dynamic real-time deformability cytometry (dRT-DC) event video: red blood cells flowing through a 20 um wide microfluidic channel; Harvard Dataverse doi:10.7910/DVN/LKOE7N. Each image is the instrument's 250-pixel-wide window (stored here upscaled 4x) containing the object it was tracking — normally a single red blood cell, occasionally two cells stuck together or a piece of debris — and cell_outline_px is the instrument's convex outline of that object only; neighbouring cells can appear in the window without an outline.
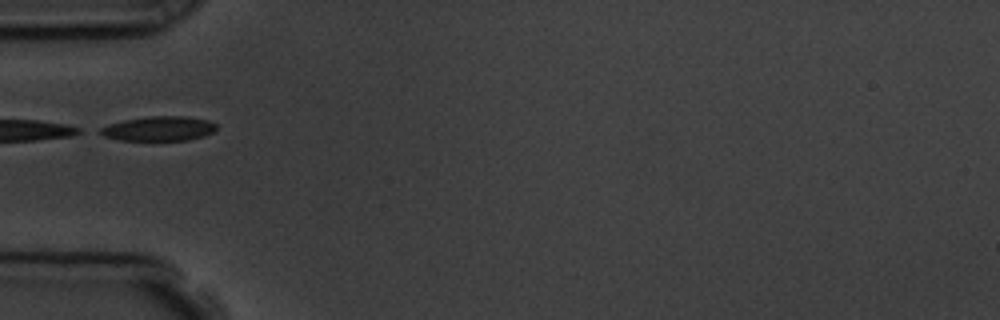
{"species": "common noctule bat (a hibernating species)", "species_latin": "Nyctalus noctula", "temperature_condition": "room temperature", "stored_images_in_passage": 5, "segment_of_instrument_passage": [2, 2], "camera_frame_rate_fps": 3000, "um_per_image_px": 0.085, "animal": {"sex": "male", "body_mass_g": 19.5, "forearm_length_mm": 54.6}, "frame": {"image": 1, "passage_image": 5, "time_ms": 5.333, "image_size_px": [1000, 320], "cell_outline_px": [[216, 128], [212, 132], [204, 136], [188, 140], [120, 140], [104, 136], [96, 132], [100, 128], [108, 124], [124, 120], [148, 116], [184, 116], [208, 120], [216, 124]], "centroid_in_image_um": [13.47, 10.93], "position_along_channel_um": 71.5, "area_um2": 16.65}}